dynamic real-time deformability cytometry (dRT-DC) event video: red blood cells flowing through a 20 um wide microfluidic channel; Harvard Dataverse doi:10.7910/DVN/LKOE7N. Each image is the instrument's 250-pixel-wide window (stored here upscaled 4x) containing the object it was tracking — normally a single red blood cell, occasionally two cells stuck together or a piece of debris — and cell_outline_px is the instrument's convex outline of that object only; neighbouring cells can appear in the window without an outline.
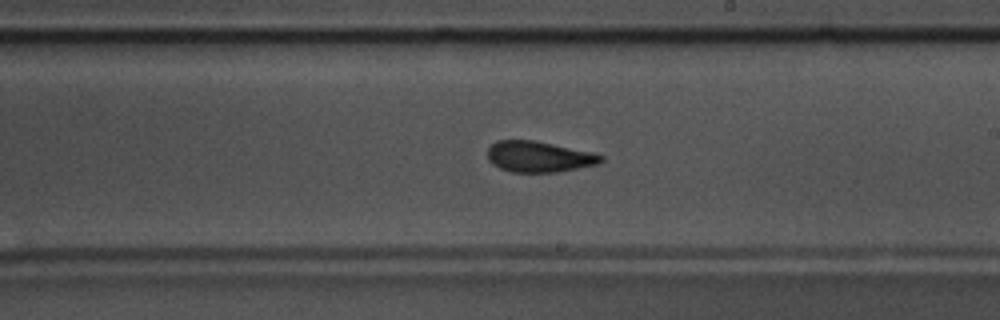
{"species": "common noctule bat (a hibernating species)", "species_latin": "Nyctalus noctula", "temperature_condition": "warm", "stored_images_in_passage": 58, "camera_frame_rate_fps": 3000, "um_per_image_px": 0.085, "animal": {"sex": "male", "body_mass_g": 17.5, "forearm_length_mm": 52.3}, "frame": {"image": 1, "passage_image": 34, "time_ms": 11.0, "image_size_px": [1000, 320], "cell_outline_px": [[604, 160], [600, 164], [556, 172], [512, 172], [500, 168], [492, 164], [488, 160], [488, 148], [496, 140], [532, 140], [596, 152], [604, 156]], "centroid_in_image_um": [45.85, 13.31], "position_along_channel_um": 243.1, "area_um2": 20.63}, "authors_computed_cell_mechanics": {"area_um2": 20.3167, "velocity_mm_per_s": 3.6, "shape_relaxation_time_tau1_ms": 7.8938, "shape_relaxation_time_tau2_ms": 2.6572, "deformation_change_tau1": 0.2236, "deformation_change_tau2": 0.1109}}